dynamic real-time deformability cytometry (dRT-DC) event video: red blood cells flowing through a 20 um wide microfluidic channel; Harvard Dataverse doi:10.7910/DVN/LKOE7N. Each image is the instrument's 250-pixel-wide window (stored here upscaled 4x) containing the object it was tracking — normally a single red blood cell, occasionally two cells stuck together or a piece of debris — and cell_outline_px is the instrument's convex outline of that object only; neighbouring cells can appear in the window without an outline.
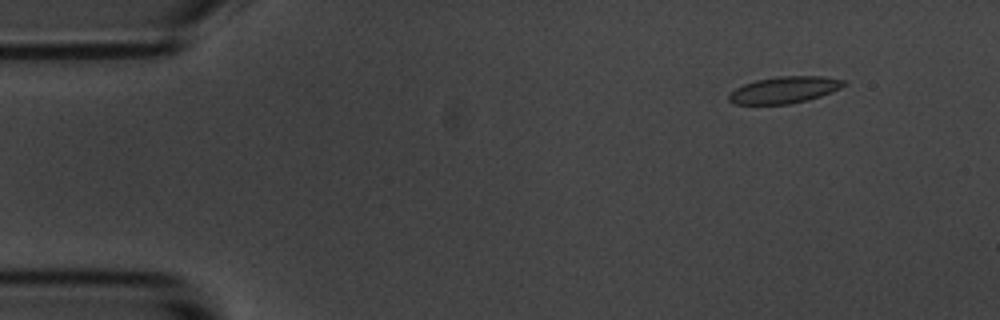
{"species": "common noctule bat (a hibernating species)", "species_latin": "Nyctalus noctula", "temperature_condition": "room temperature", "stored_images_in_passage": 3, "camera_frame_rate_fps": 3000, "um_per_image_px": 0.085, "animal": {"sex": "male", "body_mass_g": 20.1, "forearm_length_mm": 53.5}, "frame": {"image": 1, "passage_image": 1, "time_ms": 0.0, "image_size_px": [1000, 320], "cell_outline_px": [[848, 84], [832, 92], [808, 100], [788, 104], [732, 104], [728, 100], [728, 92], [744, 84], [756, 80], [776, 76], [824, 76], [848, 80]], "centroid_in_image_um": [66.69, 7.63], "position_along_channel_um": 18.3, "area_um2": 18.15}}